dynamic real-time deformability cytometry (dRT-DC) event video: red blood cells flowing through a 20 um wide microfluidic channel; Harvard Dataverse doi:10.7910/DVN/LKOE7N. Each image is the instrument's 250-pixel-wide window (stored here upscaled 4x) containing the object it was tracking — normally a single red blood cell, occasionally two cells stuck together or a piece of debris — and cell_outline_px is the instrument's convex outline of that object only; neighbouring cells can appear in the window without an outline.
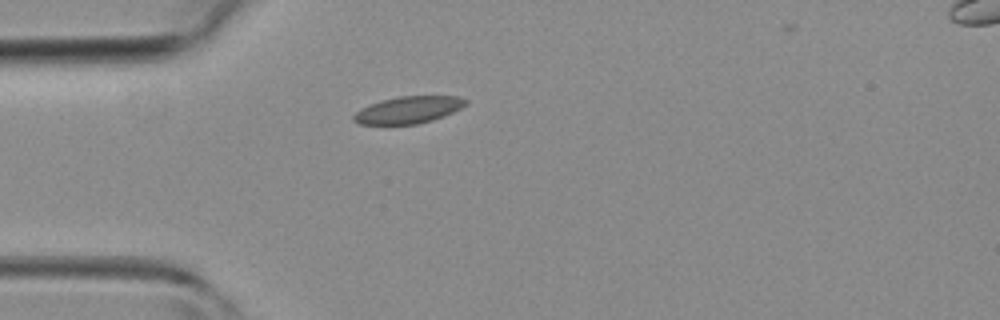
{"species": "common noctule bat (a hibernating species)", "species_latin": "Nyctalus noctula", "temperature_condition": "room temperature", "stored_images_in_passage": 32, "camera_frame_rate_fps": 3000, "um_per_image_px": 0.085, "animal": {"sex": "female", "body_mass_g": 19.3, "forearm_length_mm": 54.1}, "frame": {"image": 1, "passage_image": 1, "time_ms": 0.0, "image_size_px": [1000, 320], "cell_outline_px": [[468, 104], [444, 116], [432, 120], [416, 124], [360, 124], [352, 120], [352, 116], [360, 108], [380, 100], [400, 96], [460, 96], [468, 100]], "centroid_in_image_um": [34.71, 9.33], "position_along_channel_um": 50.3, "area_um2": 17.69}}
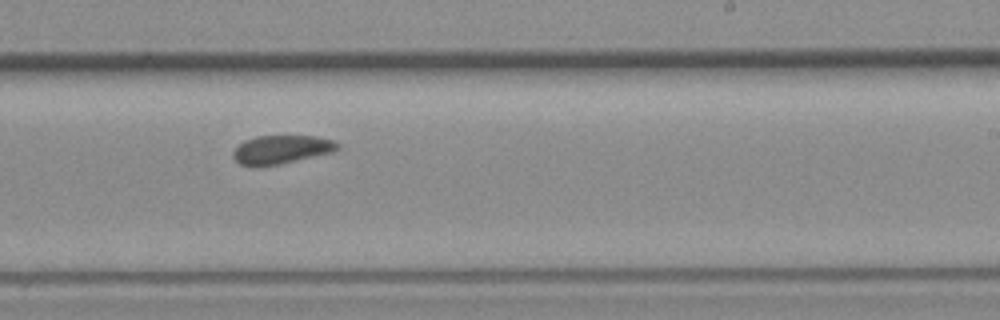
{"frame": {"image": 2, "passage_image": 15, "time_ms": 4.667, "image_size_px": [1000, 320], "cell_outline_px": [[340, 148], [332, 152], [280, 164], [240, 164], [232, 156], [232, 152], [244, 140], [256, 136], [316, 136], [336, 140], [340, 144]], "centroid_in_image_um": [23.98, 12.67], "position_along_channel_um": 265.0, "area_um2": 17.05}}
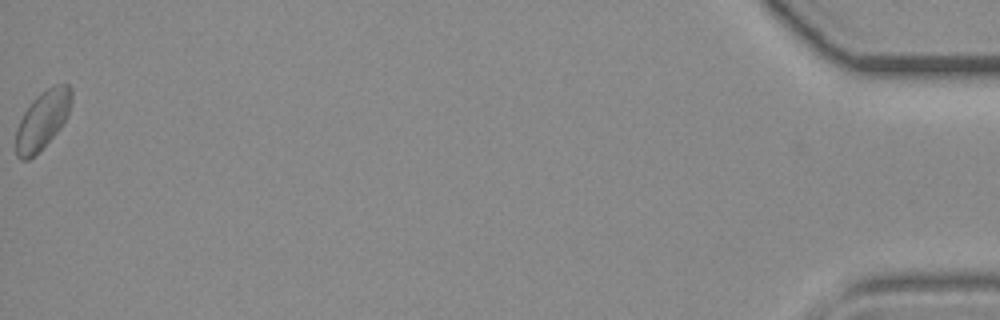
{"frame": {"image": 3, "passage_image": 32, "time_ms": 10.333, "image_size_px": [1000, 320], "cell_outline_px": [[72, 100], [68, 116], [60, 128], [28, 160], [20, 160], [16, 156], [16, 128], [24, 112], [36, 96], [48, 88], [56, 84], [68, 84], [72, 88]], "centroid_in_image_um": [3.62, 10.17], "position_along_channel_um": 431.6, "area_um2": 18.61}}